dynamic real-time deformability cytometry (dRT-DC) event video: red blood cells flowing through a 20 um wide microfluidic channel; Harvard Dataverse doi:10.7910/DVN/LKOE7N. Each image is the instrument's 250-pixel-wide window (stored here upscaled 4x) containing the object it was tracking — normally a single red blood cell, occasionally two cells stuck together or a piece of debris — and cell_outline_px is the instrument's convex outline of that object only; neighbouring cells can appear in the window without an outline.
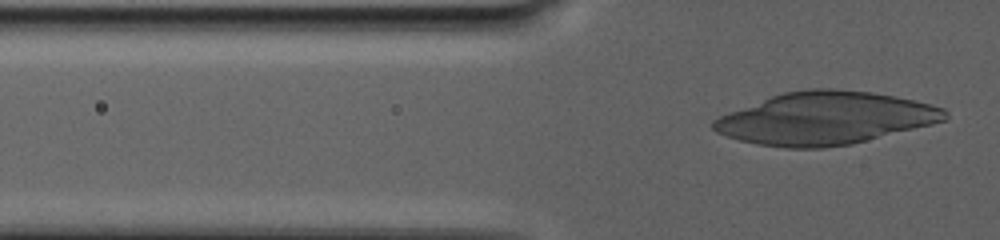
{"species": "human", "species_latin": "Homo sapiens", "temperature_condition": "warm", "stored_images_in_passage": 43, "segment_of_instrument_passage": [2, 2], "camera_frame_rate_fps": 3000, "um_per_image_px": 0.085, "donor": {"sex": "male"}, "frame": {"image": 1, "passage_image": 43, "time_ms": 14.0, "image_size_px": [1000, 240], "cell_outline_px": [[948, 116], [944, 120], [932, 124], [852, 144], [824, 148], [788, 148], [756, 144], [740, 140], [716, 132], [712, 128], [712, 120], [720, 116], [772, 96], [784, 92], [808, 88], [836, 88], [872, 92], [896, 96], [932, 104], [944, 108], [948, 112]], "centroid_in_image_um": [70.18, 10.05], "position_along_channel_um": 55.6, "area_um2": 70.69}}